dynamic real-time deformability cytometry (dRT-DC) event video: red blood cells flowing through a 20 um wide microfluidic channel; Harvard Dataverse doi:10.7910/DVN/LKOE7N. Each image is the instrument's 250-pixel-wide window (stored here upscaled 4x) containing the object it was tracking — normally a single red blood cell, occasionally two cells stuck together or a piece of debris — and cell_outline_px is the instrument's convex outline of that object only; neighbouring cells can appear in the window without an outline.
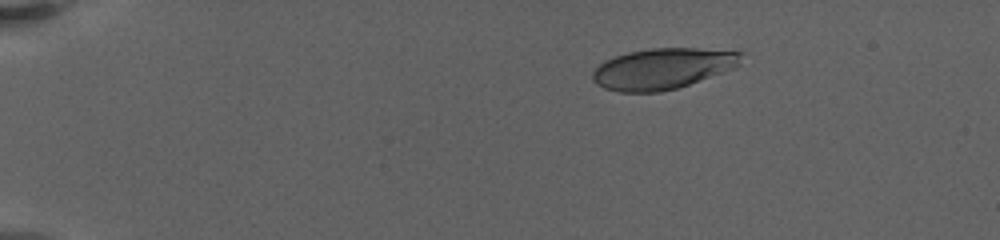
{"species": "human", "species_latin": "Homo sapiens", "temperature_condition": "warm", "stored_images_in_passage": 62, "camera_frame_rate_fps": 3000, "um_per_image_px": 0.085, "donor": {"sex": "female"}, "frame": {"image": 1, "passage_image": 1, "time_ms": 0.0, "image_size_px": [1000, 240], "cell_outline_px": [[744, 52], [740, 64], [732, 68], [688, 84], [676, 88], [660, 92], [620, 92], [604, 88], [596, 84], [592, 80], [592, 72], [604, 60], [628, 52], [652, 48], [696, 48]], "centroid_in_image_um": [56.29, 5.83], "position_along_channel_um": 28.7, "area_um2": 35.14}}
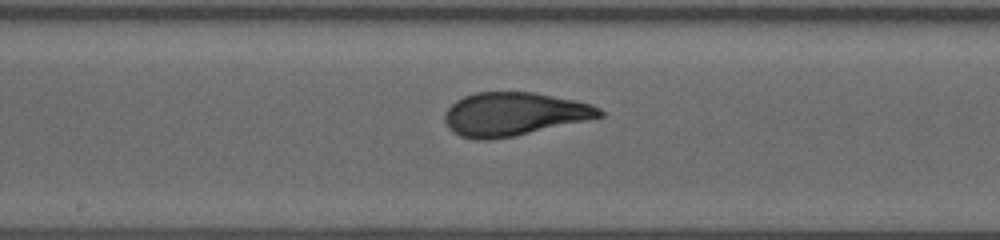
{"frame": {"image": 2, "passage_image": 34, "time_ms": 8.333, "image_size_px": [1000, 240], "cell_outline_px": [[604, 116], [512, 136], [488, 140], [476, 140], [460, 136], [452, 132], [448, 128], [444, 120], [444, 116], [448, 108], [456, 100], [464, 96], [476, 92], [536, 92], [592, 104], [600, 108], [604, 112]], "centroid_in_image_um": [43.65, 9.69], "position_along_channel_um": 204.5, "area_um2": 38.96}}
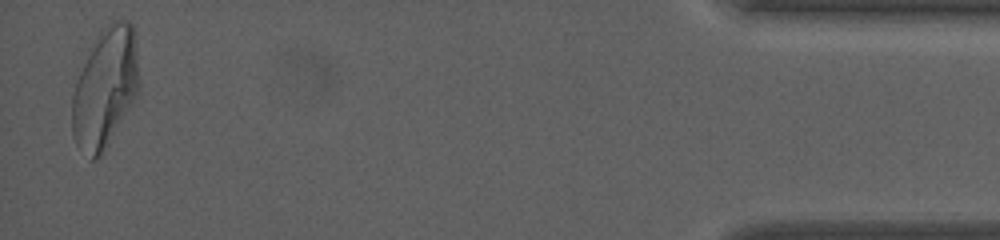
{"frame": {"image": 3, "passage_image": 62, "time_ms": 17.333, "image_size_px": [1000, 240], "cell_outline_px": [[140, 88], [132, 104], [108, 144], [100, 156], [96, 160], [92, 160], [76, 144], [72, 136], [72, 96], [88, 48], [100, 28], [112, 20], [128, 20], [132, 24], [140, 80]], "centroid_in_image_um": [8.93, 7.43], "position_along_channel_um": 426.3, "area_um2": 46.88}, "authors_computed_cell_mechanics": {"area_um2": 38.8994, "velocity_mm_per_s": 3.2834, "shape_relaxation_time_tau1_ms": 5.2208, "shape_relaxation_time_tau2_ms": null, "deformation_change_tau1": 0.219, "deformation_change_tau2": null}}